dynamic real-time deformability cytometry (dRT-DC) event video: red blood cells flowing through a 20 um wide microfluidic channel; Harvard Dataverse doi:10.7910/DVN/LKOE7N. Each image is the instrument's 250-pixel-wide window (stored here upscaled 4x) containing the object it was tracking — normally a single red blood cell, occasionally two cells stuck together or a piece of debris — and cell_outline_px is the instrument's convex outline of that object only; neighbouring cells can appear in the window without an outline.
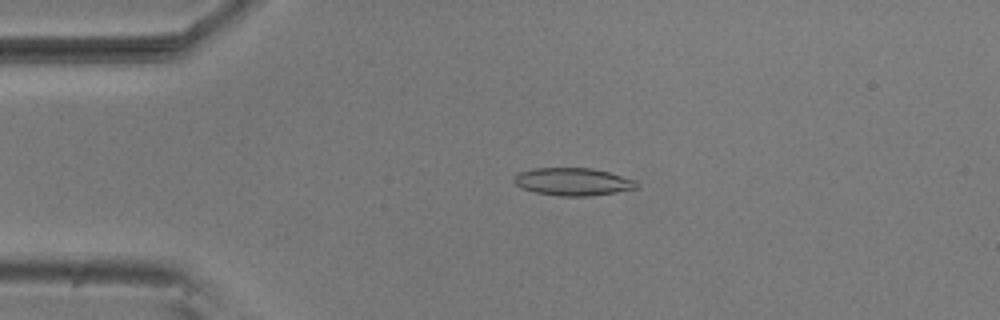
{"species": "common noctule bat (a hibernating species)", "species_latin": "Nyctalus noctula", "temperature_condition": "room temperature", "stored_images_in_passage": 3, "camera_frame_rate_fps": 3000, "um_per_image_px": 0.085, "animal": {"sex": "male", "body_mass_g": 20.5, "forearm_length_mm": 52.5}, "frame": {"image": 1, "passage_image": 3, "time_ms": 0.667, "image_size_px": [1000, 320], "cell_outline_px": [[640, 188], [616, 192], [588, 196], [560, 196], [536, 192], [520, 188], [512, 180], [516, 172], [536, 168], [592, 168], [608, 172], [636, 180], [640, 184]], "centroid_in_image_um": [48.7, 15.44], "position_along_channel_um": 36.3, "area_um2": 19.94}}